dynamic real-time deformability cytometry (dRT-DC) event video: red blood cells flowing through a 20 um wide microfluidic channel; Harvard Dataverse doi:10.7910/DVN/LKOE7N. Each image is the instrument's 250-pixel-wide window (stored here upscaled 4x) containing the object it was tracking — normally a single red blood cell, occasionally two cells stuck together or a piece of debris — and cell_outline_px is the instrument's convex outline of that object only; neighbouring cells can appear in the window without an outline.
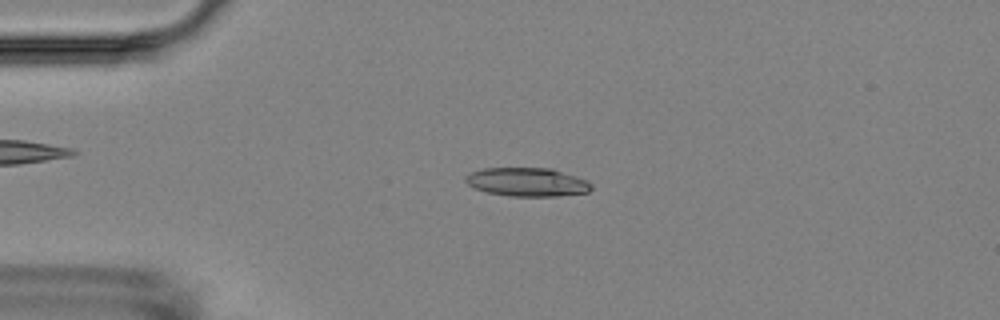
{"species": "Egyptian fruit bat (a non-hibernating species)", "species_latin": "Rousettus aegyptiacus", "temperature_condition": "room temperature", "stored_images_in_passage": 4, "camera_frame_rate_fps": 3000, "um_per_image_px": 0.085, "animal": {"sex": "female"}, "frame": {"image": 1, "passage_image": 3, "time_ms": 2.333, "image_size_px": [1000, 320], "cell_outline_px": [[592, 188], [588, 192], [556, 196], [512, 196], [488, 192], [476, 188], [468, 184], [464, 180], [464, 176], [472, 172], [484, 168], [552, 168], [588, 180], [592, 184]], "centroid_in_image_um": [44.84, 15.46], "position_along_channel_um": 40.2, "area_um2": 20.92}}